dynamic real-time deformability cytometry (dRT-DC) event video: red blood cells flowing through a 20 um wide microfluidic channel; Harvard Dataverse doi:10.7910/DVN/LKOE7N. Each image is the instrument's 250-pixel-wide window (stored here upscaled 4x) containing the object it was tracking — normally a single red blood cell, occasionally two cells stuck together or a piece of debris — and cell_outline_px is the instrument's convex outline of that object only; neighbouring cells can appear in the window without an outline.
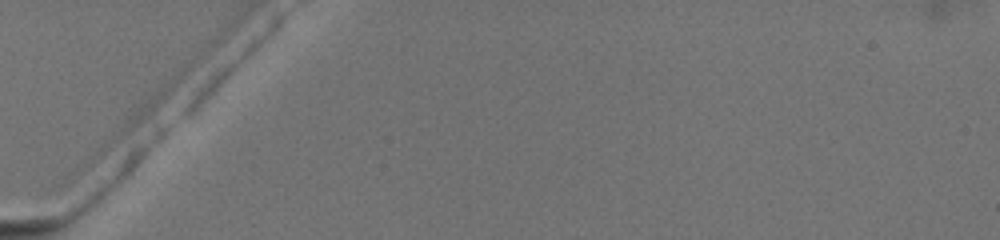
{"species": "common noctule bat (a hibernating species)", "species_latin": "Nyctalus noctula", "temperature_condition": "warm", "stored_images_in_passage": 5, "camera_frame_rate_fps": 3000, "um_per_image_px": 0.085, "animal": {"sex": "female", "body_mass_g": 19.5, "forearm_length_mm": 54.1}, "frame": {"image": 1, "passage_image": 1, "time_ms": 0.0, "image_size_px": [1000, 240], "cell_outline_px": [[188, 68], [184, 80], [84, 180], [64, 180], [64, 176], [72, 168], [128, 116], [164, 84], [184, 68]], "centroid_in_image_um": [10.48, 11.08], "position_along_channel_um": 74.5, "area_um2": 15.72}}